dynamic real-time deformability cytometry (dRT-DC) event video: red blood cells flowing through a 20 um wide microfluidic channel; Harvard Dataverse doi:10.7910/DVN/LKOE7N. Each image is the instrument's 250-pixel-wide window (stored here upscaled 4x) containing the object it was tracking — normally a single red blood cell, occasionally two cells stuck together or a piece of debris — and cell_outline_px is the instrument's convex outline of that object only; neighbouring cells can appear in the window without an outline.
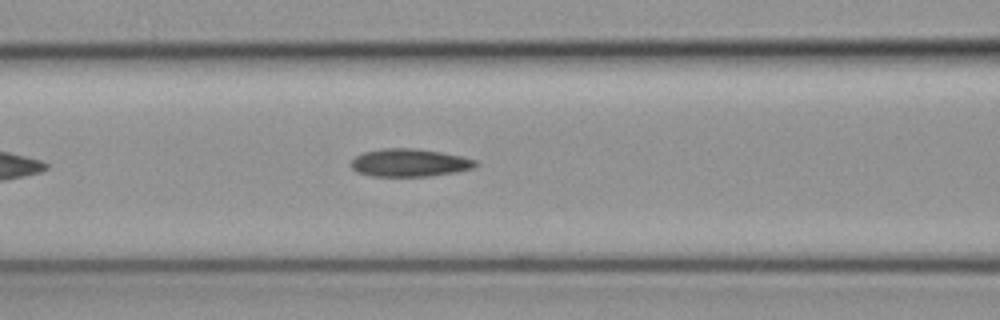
{"species": "common noctule bat (a hibernating species)", "species_latin": "Nyctalus noctula", "temperature_condition": "cold", "stored_images_in_passage": 31, "camera_frame_rate_fps": 3000, "um_per_image_px": 0.085, "animal": {"sex": "female", "body_mass_g": 19.3, "forearm_length_mm": 54.1}, "frame": {"image": 1, "passage_image": 10, "time_ms": 3.0, "image_size_px": [1000, 320], "cell_outline_px": [[480, 164], [472, 168], [456, 172], [432, 176], [372, 176], [356, 172], [352, 168], [352, 160], [356, 156], [364, 152], [384, 148], [412, 148], [440, 152], [464, 156], [476, 160]], "centroid_in_image_um": [34.84, 13.83], "position_along_channel_um": 131.8, "area_um2": 20.23}}
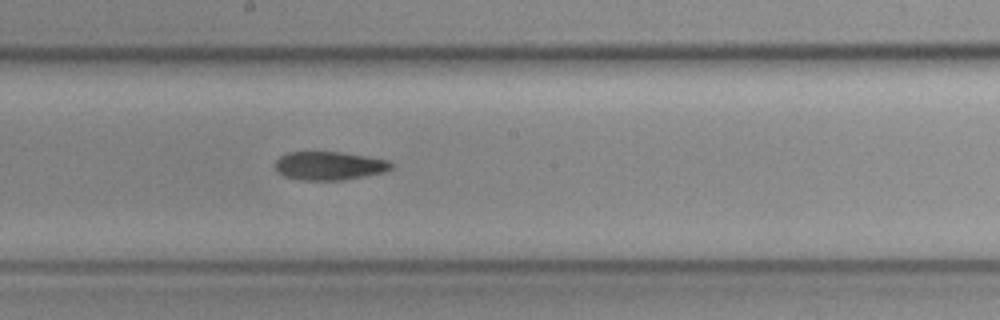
{"frame": {"image": 2, "passage_image": 17, "time_ms": 5.333, "image_size_px": [1000, 320], "cell_outline_px": [[396, 168], [384, 172], [368, 176], [344, 180], [300, 180], [284, 176], [276, 172], [276, 160], [280, 156], [288, 152], [340, 152], [388, 160], [396, 164]], "centroid_in_image_um": [28.04, 14.1], "position_along_channel_um": 220.2, "area_um2": 19.54}}
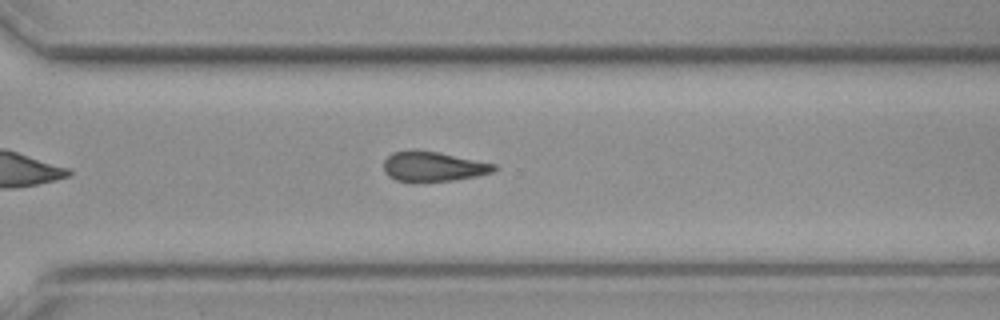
{"frame": {"image": 3, "passage_image": 26, "time_ms": 8.333, "image_size_px": [1000, 320], "cell_outline_px": [[500, 168], [492, 172], [476, 176], [456, 180], [396, 180], [388, 176], [384, 172], [384, 160], [392, 152], [412, 148], [416, 148], [496, 164]], "centroid_in_image_um": [36.81, 14.11], "position_along_channel_um": 333.8, "area_um2": 19.07}}